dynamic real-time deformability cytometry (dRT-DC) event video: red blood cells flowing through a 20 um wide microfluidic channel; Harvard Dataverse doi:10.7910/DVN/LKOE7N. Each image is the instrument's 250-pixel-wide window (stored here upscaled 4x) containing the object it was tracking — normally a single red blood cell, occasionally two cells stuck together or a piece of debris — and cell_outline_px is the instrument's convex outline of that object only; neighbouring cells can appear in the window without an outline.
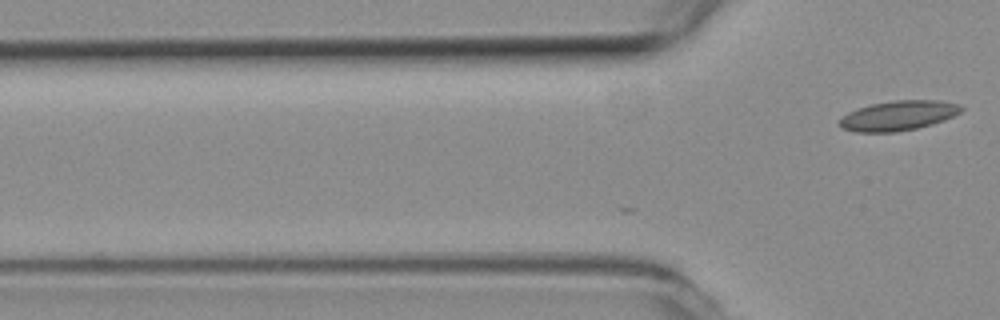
{"species": "common noctule bat (a hibernating species)", "species_latin": "Nyctalus noctula", "temperature_condition": "room temperature", "stored_images_in_passage": 4, "camera_frame_rate_fps": 3000, "um_per_image_px": 0.085, "animal": {"sex": "female", "body_mass_g": 19.3, "forearm_length_mm": 54.1}, "frame": {"image": 1, "passage_image": 4, "time_ms": 1.0, "image_size_px": [1000, 320], "cell_outline_px": [[964, 108], [960, 112], [944, 120], [932, 124], [916, 128], [892, 132], [856, 132], [844, 128], [840, 124], [840, 120], [848, 112], [872, 104], [892, 100], [940, 100], [956, 104]], "centroid_in_image_um": [76.38, 9.82], "position_along_channel_um": 49.4, "area_um2": 20.75}}